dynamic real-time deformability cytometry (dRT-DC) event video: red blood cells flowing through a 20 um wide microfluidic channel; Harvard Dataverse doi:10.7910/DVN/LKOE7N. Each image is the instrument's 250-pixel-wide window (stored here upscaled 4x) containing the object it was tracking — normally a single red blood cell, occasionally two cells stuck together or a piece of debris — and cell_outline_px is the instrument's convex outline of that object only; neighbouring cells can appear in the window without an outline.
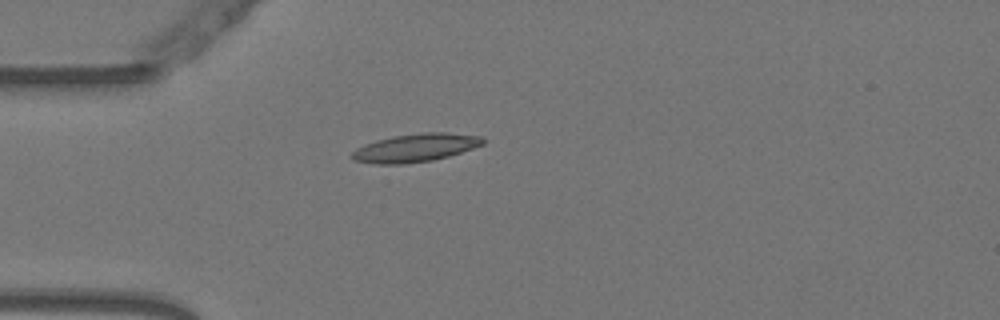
{"species": "Egyptian fruit bat (a non-hibernating species)", "species_latin": "Rousettus aegyptiacus", "temperature_condition": "warm", "stored_images_in_passage": 36, "camera_frame_rate_fps": 3000, "um_per_image_px": 0.085, "animal": {"sex": "female"}, "frame": {"image": 1, "passage_image": 1, "time_ms": 0.0, "image_size_px": [1000, 320], "cell_outline_px": [[484, 144], [448, 156], [432, 160], [404, 164], [376, 164], [352, 160], [348, 156], [356, 148], [364, 144], [376, 140], [392, 136], [424, 132], [448, 132], [484, 136]], "centroid_in_image_um": [35.28, 12.55], "position_along_channel_um": 49.7, "area_um2": 21.68}}
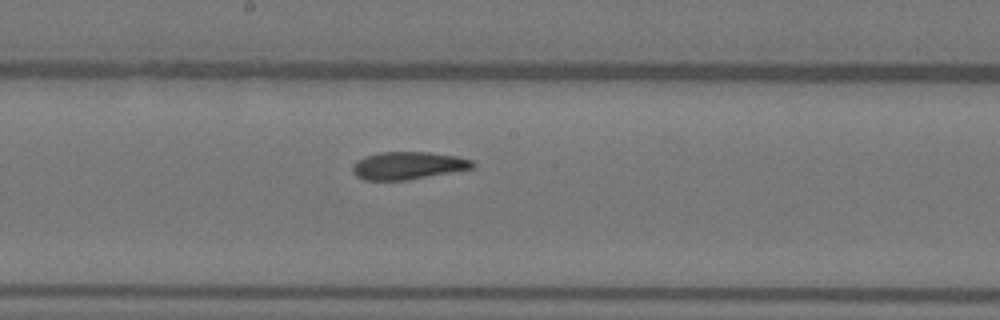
{"frame": {"image": 2, "passage_image": 15, "time_ms": 4.667, "image_size_px": [1000, 320], "cell_outline_px": [[476, 164], [472, 168], [408, 180], [364, 180], [356, 176], [352, 172], [352, 164], [356, 160], [364, 156], [380, 152], [428, 152], [456, 156], [472, 160]], "centroid_in_image_um": [34.63, 14.07], "position_along_channel_um": 213.6, "area_um2": 19.36}}
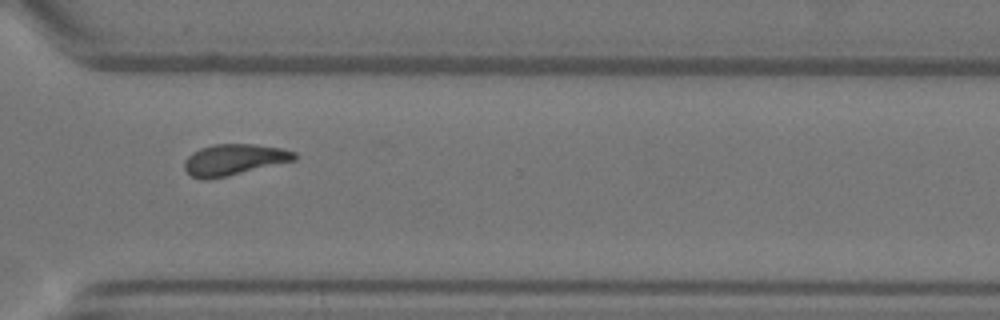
{"frame": {"image": 3, "passage_image": 26, "time_ms": 8.333, "image_size_px": [1000, 320], "cell_outline_px": [[296, 160], [228, 176], [208, 180], [200, 180], [192, 176], [184, 168], [184, 160], [192, 152], [200, 148], [212, 144], [256, 144], [284, 148], [296, 152]], "centroid_in_image_um": [19.89, 13.57], "position_along_channel_um": 350.7, "area_um2": 20.23}}